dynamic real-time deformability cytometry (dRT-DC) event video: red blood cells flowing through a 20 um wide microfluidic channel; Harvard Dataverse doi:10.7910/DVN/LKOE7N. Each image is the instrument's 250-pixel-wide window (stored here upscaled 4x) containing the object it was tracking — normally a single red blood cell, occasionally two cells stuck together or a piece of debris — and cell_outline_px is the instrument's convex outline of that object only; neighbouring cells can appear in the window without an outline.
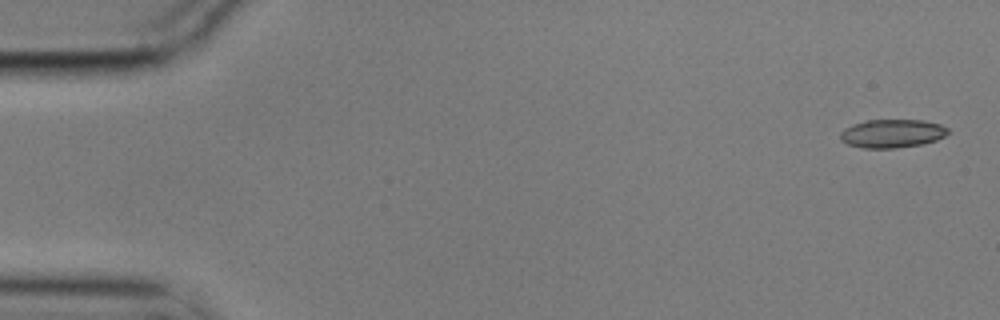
{"species": "common noctule bat (a hibernating species)", "species_latin": "Nyctalus noctula", "temperature_condition": "cold", "stored_images_in_passage": 10, "camera_frame_rate_fps": 3000, "um_per_image_px": 0.085, "animal": {"sex": "male", "body_mass_g": 17.9}, "frame": {"image": 1, "passage_image": 1, "time_ms": 0.0, "image_size_px": [1000, 320], "cell_outline_px": [[948, 132], [944, 136], [936, 140], [924, 144], [896, 148], [864, 148], [848, 144], [840, 140], [840, 132], [844, 128], [852, 124], [868, 120], [924, 120], [940, 124], [948, 128]], "centroid_in_image_um": [75.82, 11.35], "position_along_channel_um": 9.2, "area_um2": 17.92}}
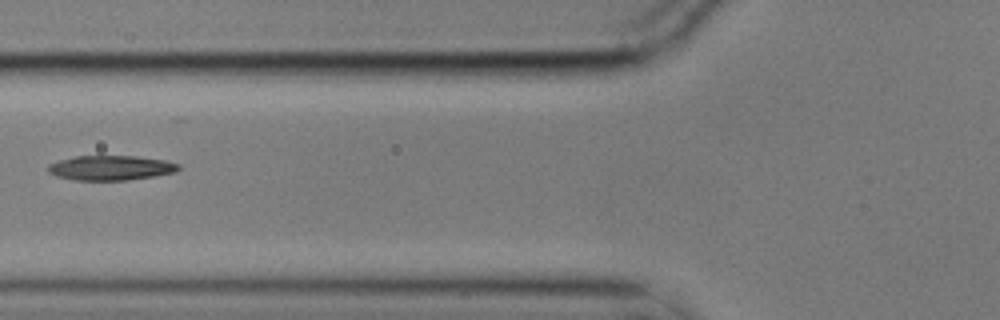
{"frame": {"image": 2, "passage_image": 6, "time_ms": 1.667, "image_size_px": [1000, 320], "cell_outline_px": [[180, 168], [176, 172], [152, 176], [124, 180], [72, 180], [56, 176], [48, 172], [48, 164], [60, 160], [76, 156], [136, 156], [164, 160], [180, 164]], "centroid_in_image_um": [9.4, 14.26], "position_along_channel_um": 116.4, "area_um2": 18.73}}
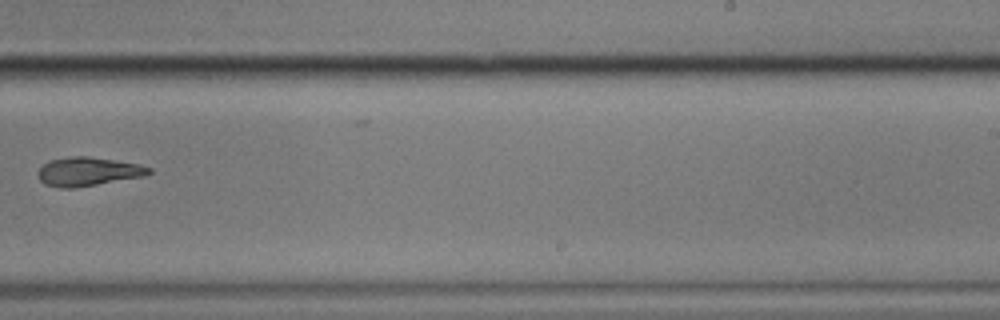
{"frame": {"image": 3, "passage_image": 10, "time_ms": 3.0, "image_size_px": [1000, 320], "cell_outline_px": [[152, 172], [144, 176], [76, 188], [60, 188], [44, 184], [40, 180], [36, 172], [48, 160], [72, 156], [88, 156], [140, 164], [152, 168]], "centroid_in_image_um": [7.47, 14.58], "position_along_channel_um": 281.5, "area_um2": 18.73}}